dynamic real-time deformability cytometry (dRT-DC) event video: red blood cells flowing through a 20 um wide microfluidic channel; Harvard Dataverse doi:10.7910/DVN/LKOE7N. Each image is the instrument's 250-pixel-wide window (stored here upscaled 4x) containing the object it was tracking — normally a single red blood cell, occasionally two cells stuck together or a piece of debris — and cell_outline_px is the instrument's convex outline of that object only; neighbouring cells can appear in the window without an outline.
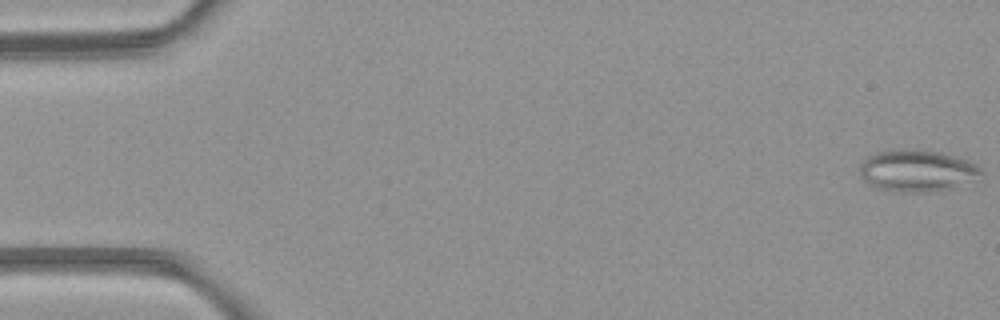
{"species": "common noctule bat (a hibernating species)", "species_latin": "Nyctalus noctula", "temperature_condition": "room temperature", "stored_images_in_passage": 5, "camera_frame_rate_fps": 3000, "um_per_image_px": 0.085, "animal": {"sex": "female", "body_mass_g": 21.9}, "frame": {"image": 1, "passage_image": 1, "time_ms": 0.0, "image_size_px": [1000, 320], "cell_outline_px": [[984, 172], [972, 180], [952, 188], [932, 192], [916, 192], [880, 188], [864, 180], [860, 176], [860, 164], [868, 156], [876, 152], [892, 148], [916, 148], [940, 152], [956, 156], [968, 160], [976, 164]], "centroid_in_image_um": [77.96, 14.46], "position_along_channel_um": 7.0, "area_um2": 29.59}}